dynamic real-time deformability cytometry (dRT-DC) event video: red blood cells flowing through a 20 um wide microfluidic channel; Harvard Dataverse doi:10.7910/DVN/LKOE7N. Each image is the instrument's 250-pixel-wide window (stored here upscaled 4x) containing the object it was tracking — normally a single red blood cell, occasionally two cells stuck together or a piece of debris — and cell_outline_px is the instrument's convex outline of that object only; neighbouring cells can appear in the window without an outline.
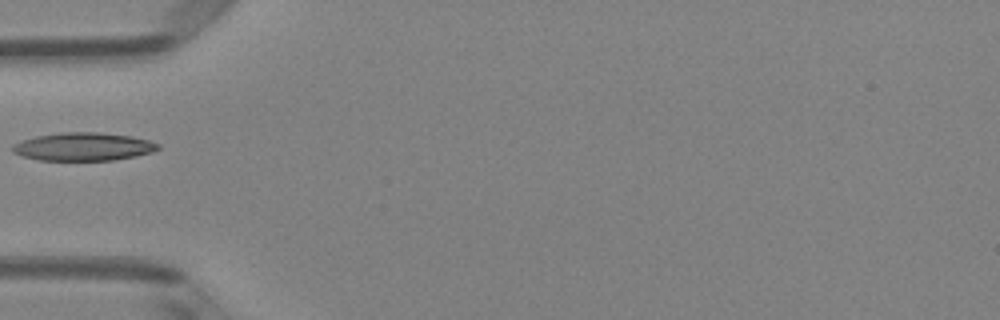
{"species": "Egyptian fruit bat (a non-hibernating species)", "species_latin": "Rousettus aegyptiacus", "temperature_condition": "room temperature", "stored_images_in_passage": 6, "camera_frame_rate_fps": 3000, "um_per_image_px": 0.085, "animal": {"sex": "female"}, "frame": {"image": 1, "passage_image": 5, "time_ms": 1.333, "image_size_px": [1000, 320], "cell_outline_px": [[160, 148], [152, 152], [136, 156], [112, 160], [40, 160], [20, 156], [12, 152], [12, 144], [20, 140], [36, 136], [60, 132], [96, 132], [132, 136], [148, 140], [160, 144]], "centroid_in_image_um": [7.05, 12.46], "position_along_channel_um": 78.0, "area_um2": 23.99}}
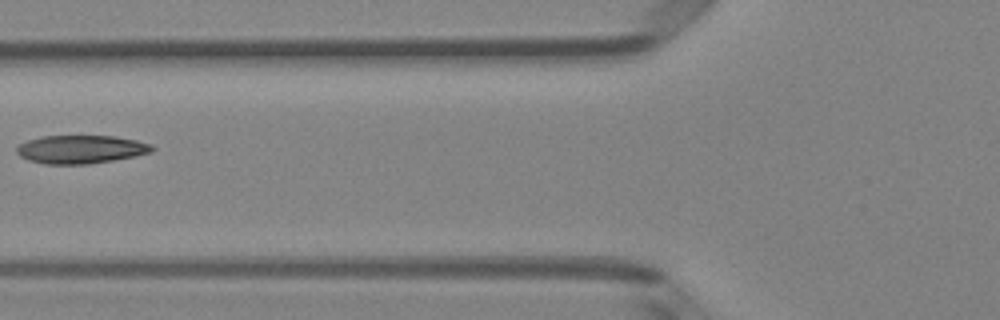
{"frame": {"image": 2, "passage_image": 6, "time_ms": 1.667, "image_size_px": [1000, 320], "cell_outline_px": [[156, 148], [152, 152], [136, 156], [88, 164], [44, 164], [28, 160], [20, 156], [16, 152], [16, 148], [20, 144], [28, 140], [44, 136], [116, 136], [136, 140], [152, 144]], "centroid_in_image_um": [6.9, 12.69], "position_along_channel_um": 118.9, "area_um2": 22.37}}